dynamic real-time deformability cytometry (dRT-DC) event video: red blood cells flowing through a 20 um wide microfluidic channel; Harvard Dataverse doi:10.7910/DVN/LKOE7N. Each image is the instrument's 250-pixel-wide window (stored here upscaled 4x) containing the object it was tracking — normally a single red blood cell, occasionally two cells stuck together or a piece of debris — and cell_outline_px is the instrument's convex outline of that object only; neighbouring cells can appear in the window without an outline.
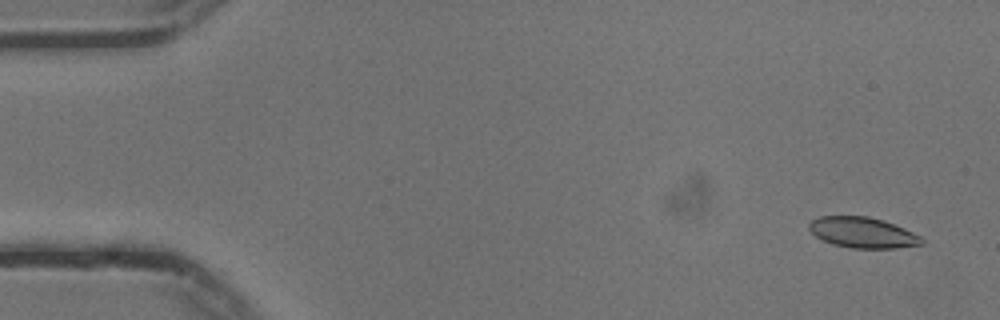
{"species": "common noctule bat (a hibernating species)", "species_latin": "Nyctalus noctula", "temperature_condition": "cold", "stored_images_in_passage": 55, "camera_frame_rate_fps": 3000, "um_per_image_px": 0.085, "animal": {"sex": "male", "body_mass_g": 13.3}, "frame": {"image": 1, "passage_image": 3, "time_ms": 0.667, "image_size_px": [1000, 320], "cell_outline_px": [[924, 244], [896, 248], [848, 248], [832, 244], [816, 236], [808, 228], [808, 224], [812, 220], [820, 216], [868, 216], [884, 220], [904, 228], [920, 236], [924, 240]], "centroid_in_image_um": [73.33, 19.77], "position_along_channel_um": 11.7, "area_um2": 20.17}}
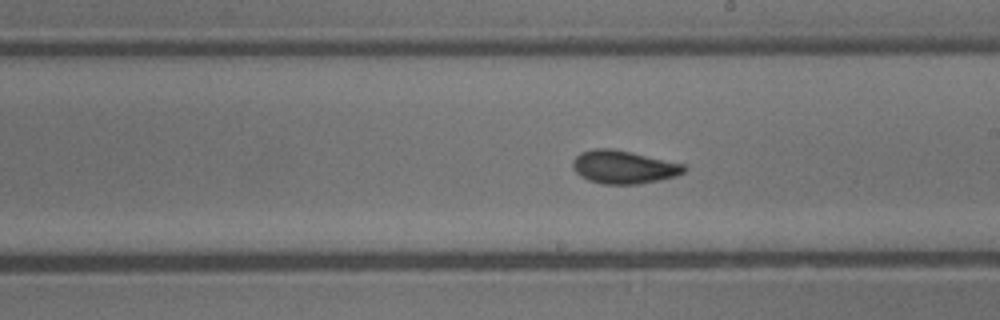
{"frame": {"image": 2, "passage_image": 31, "time_ms": 10.0, "image_size_px": [1000, 320], "cell_outline_px": [[688, 168], [684, 172], [676, 176], [660, 180], [640, 184], [604, 184], [588, 180], [580, 176], [572, 168], [572, 160], [580, 152], [592, 148], [612, 148], [632, 152], [684, 164]], "centroid_in_image_um": [52.99, 14.19], "position_along_channel_um": 236.0, "area_um2": 21.73}}
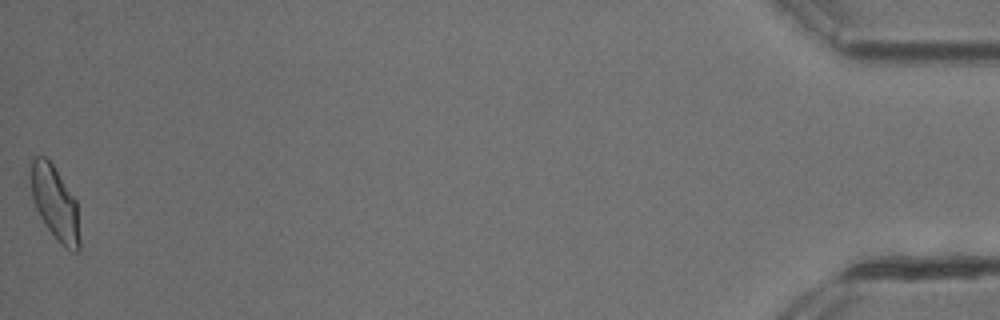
{"frame": {"image": 3, "passage_image": 55, "time_ms": 18.0, "image_size_px": [1000, 320], "cell_outline_px": [[80, 248], [76, 252], [72, 252], [48, 228], [40, 216], [32, 200], [28, 176], [32, 160], [36, 156], [44, 156], [52, 164], [76, 200], [80, 240]], "centroid_in_image_um": [4.64, 17.2], "position_along_channel_um": 430.6, "area_um2": 20.81}, "authors_computed_cell_mechanics": {"area_um2": 20.808, "velocity_mm_per_s": 3.7297, "shape_relaxation_time_tau1_ms": 4.1855, "shape_relaxation_time_tau2_ms": 1.4517, "deformation_change_tau1": 0.1174, "deformation_change_tau2": 0.0625}}